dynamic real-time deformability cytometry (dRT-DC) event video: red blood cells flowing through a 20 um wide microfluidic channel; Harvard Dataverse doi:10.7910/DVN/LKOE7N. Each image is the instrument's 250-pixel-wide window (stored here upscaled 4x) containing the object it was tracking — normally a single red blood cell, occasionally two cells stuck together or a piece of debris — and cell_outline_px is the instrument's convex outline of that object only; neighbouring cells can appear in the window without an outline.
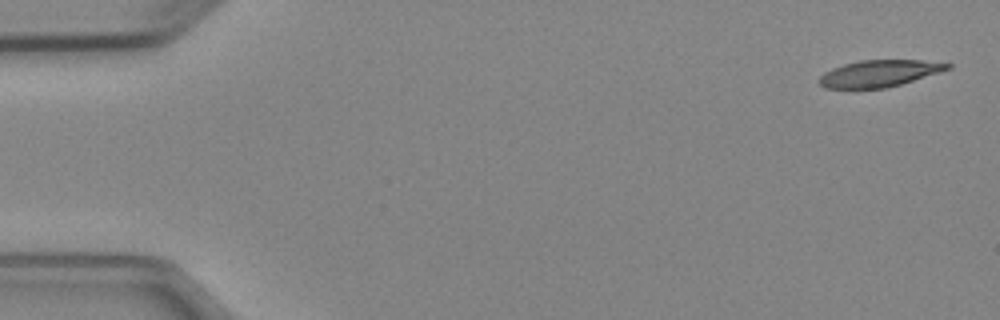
{"species": "Egyptian fruit bat (a non-hibernating species)", "species_latin": "Rousettus aegyptiacus", "temperature_condition": "cold", "stored_images_in_passage": 5, "camera_frame_rate_fps": 3000, "um_per_image_px": 0.085, "animal": {"sex": "female"}, "frame": {"image": 1, "passage_image": 1, "time_ms": 0.0, "image_size_px": [1000, 320], "cell_outline_px": [[952, 68], [940, 72], [900, 84], [884, 88], [824, 88], [816, 80], [824, 72], [832, 68], [844, 64], [860, 60], [920, 60], [952, 64]], "centroid_in_image_um": [74.7, 6.24], "position_along_channel_um": 10.3, "area_um2": 19.88}}
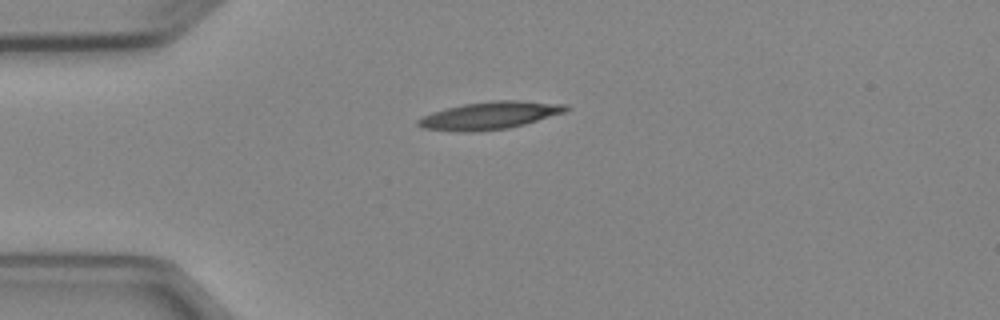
{"frame": {"image": 2, "passage_image": 4, "time_ms": 3.667, "image_size_px": [1000, 320], "cell_outline_px": [[568, 108], [564, 112], [524, 124], [508, 128], [476, 132], [460, 132], [424, 128], [416, 124], [416, 120], [432, 112], [464, 104], [492, 100], [516, 100], [564, 104]], "centroid_in_image_um": [41.58, 9.82], "position_along_channel_um": 43.4, "area_um2": 23.47}}